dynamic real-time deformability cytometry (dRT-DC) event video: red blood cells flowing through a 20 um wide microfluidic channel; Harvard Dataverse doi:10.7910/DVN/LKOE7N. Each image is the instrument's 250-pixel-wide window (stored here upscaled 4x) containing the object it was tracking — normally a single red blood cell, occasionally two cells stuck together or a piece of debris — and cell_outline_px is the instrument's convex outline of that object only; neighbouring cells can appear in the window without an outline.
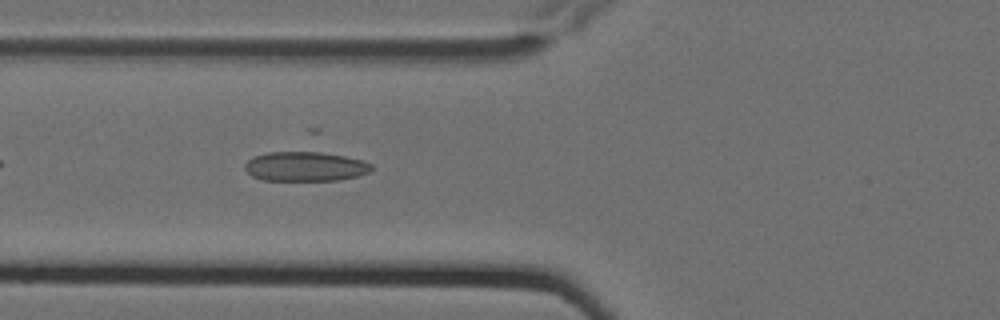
{"species": "Egyptian fruit bat (a non-hibernating species)", "species_latin": "Rousettus aegyptiacus", "temperature_condition": "cold", "stored_images_in_passage": 5, "camera_frame_rate_fps": 3000, "um_per_image_px": 0.085, "animal": {"sex": "female"}, "frame": {"image": 1, "passage_image": 5, "time_ms": 1.333, "image_size_px": [1000, 320], "cell_outline_px": [[372, 168], [368, 172], [356, 176], [336, 180], [264, 180], [252, 176], [244, 168], [244, 164], [252, 156], [268, 152], [308, 148], [312, 148], [360, 160], [372, 164]], "centroid_in_image_um": [25.9, 14.08], "position_along_channel_um": 99.9, "area_um2": 22.6}}